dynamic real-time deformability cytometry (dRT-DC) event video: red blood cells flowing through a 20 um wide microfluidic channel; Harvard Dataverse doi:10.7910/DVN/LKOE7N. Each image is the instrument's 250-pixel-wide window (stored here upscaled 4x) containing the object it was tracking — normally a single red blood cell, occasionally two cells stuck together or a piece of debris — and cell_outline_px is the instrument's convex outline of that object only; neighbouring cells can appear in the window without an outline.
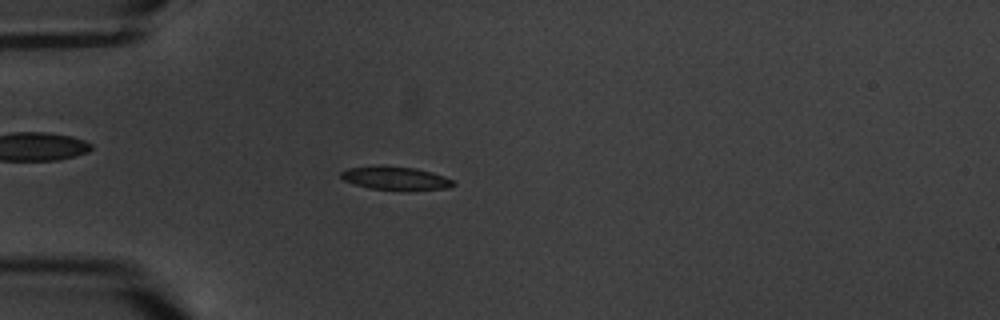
{"species": "common noctule bat (a hibernating species)", "species_latin": "Nyctalus noctula", "temperature_condition": "warm", "stored_images_in_passage": 8, "camera_frame_rate_fps": 3000, "um_per_image_px": 0.085, "animal": {"sex": "male", "body_mass_g": 20.1, "forearm_length_mm": 53.5}, "frame": {"image": 1, "passage_image": 5, "time_ms": 4.667, "image_size_px": [1000, 320], "cell_outline_px": [[456, 184], [448, 188], [368, 188], [344, 180], [340, 176], [340, 172], [348, 168], [384, 164], [416, 168], [432, 172], [444, 176], [452, 180]], "centroid_in_image_um": [33.56, 15.08], "position_along_channel_um": 51.4, "area_um2": 14.8}}